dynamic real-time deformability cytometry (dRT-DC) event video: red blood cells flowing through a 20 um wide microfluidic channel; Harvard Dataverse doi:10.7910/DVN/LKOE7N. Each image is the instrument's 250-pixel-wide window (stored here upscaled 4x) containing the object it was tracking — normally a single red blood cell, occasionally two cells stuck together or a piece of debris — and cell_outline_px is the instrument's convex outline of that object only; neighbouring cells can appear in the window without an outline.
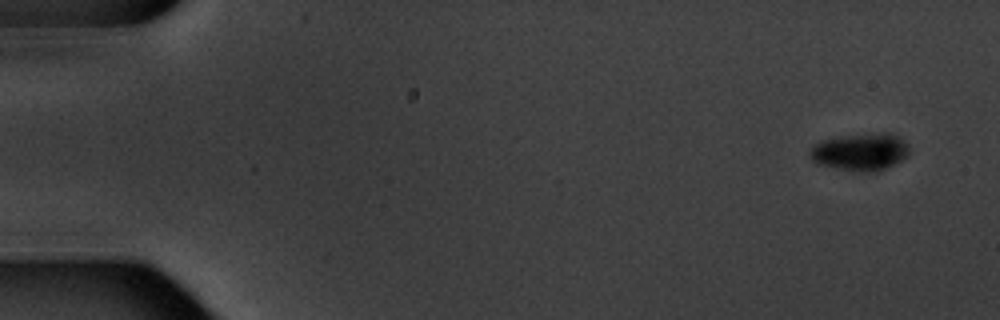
{"species": "common noctule bat (a hibernating species)", "species_latin": "Nyctalus noctula", "temperature_condition": "warm", "stored_images_in_passage": 10, "camera_frame_rate_fps": 3000, "um_per_image_px": 0.085, "animal": {"sex": "male", "body_mass_g": 20.1, "forearm_length_mm": 53.5}, "frame": {"image": 1, "passage_image": 1, "time_ms": 0.0, "image_size_px": [1000, 320], "cell_outline_px": [[908, 152], [900, 160], [884, 168], [860, 172], [816, 164], [808, 156], [808, 152], [812, 144], [820, 140], [840, 136], [880, 132], [892, 132], [900, 136], [908, 144]], "centroid_in_image_um": [73.06, 12.86], "position_along_channel_um": 11.9, "area_um2": 21.68}}
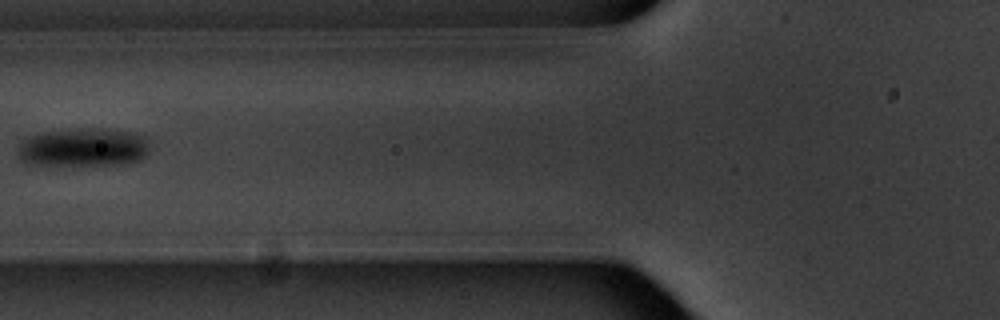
{"frame": {"image": 2, "passage_image": 7, "time_ms": 7.0, "image_size_px": [1000, 320], "cell_outline_px": [[148, 152], [140, 160], [124, 164], [28, 164], [16, 152], [20, 144], [28, 136], [44, 132], [80, 128], [100, 128], [136, 132], [148, 136]], "centroid_in_image_um": [7.15, 12.5], "position_along_channel_um": 118.7, "area_um2": 29.59}}
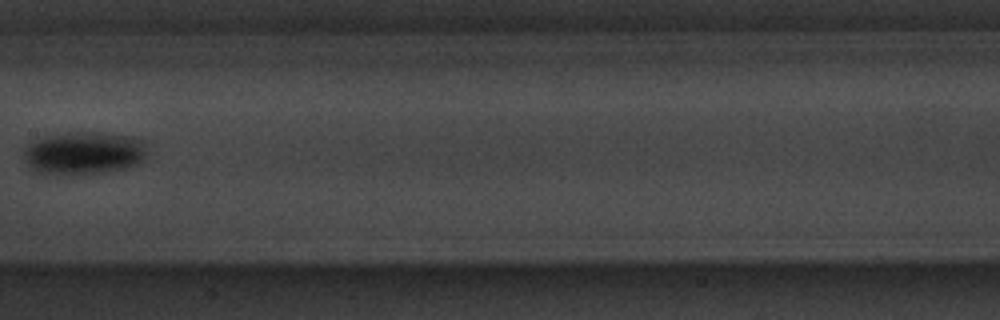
{"frame": {"image": 3, "passage_image": 9, "time_ms": 9.333, "image_size_px": [1000, 320], "cell_outline_px": [[144, 156], [140, 160], [124, 168], [104, 172], [40, 172], [32, 168], [24, 156], [24, 148], [28, 144], [44, 136], [64, 132], [100, 132], [128, 136], [140, 140], [144, 148]], "centroid_in_image_um": [7.08, 12.95], "position_along_channel_um": 200.3, "area_um2": 29.48}}